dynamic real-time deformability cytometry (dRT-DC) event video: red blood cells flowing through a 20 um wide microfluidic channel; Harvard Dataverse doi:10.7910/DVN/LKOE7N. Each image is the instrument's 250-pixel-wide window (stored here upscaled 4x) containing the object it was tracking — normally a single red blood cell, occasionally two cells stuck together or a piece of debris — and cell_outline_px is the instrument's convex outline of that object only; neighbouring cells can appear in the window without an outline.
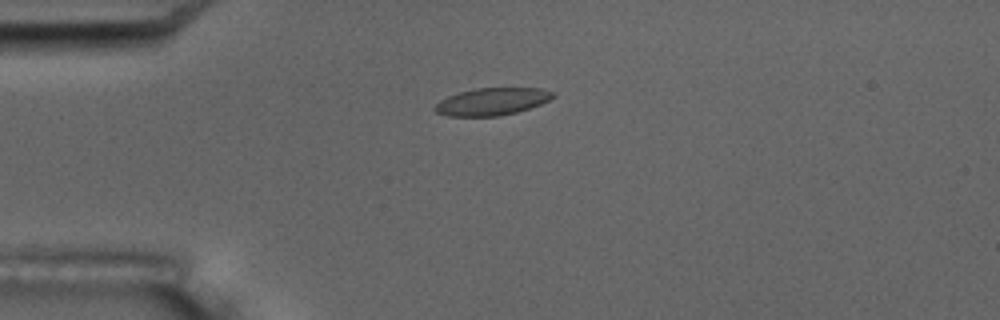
{"species": "common noctule bat (a hibernating species)", "species_latin": "Nyctalus noctula", "temperature_condition": "room temperature", "stored_images_in_passage": 7, "camera_frame_rate_fps": 3000, "um_per_image_px": 0.085, "animal": {"sex": "male", "body_mass_g": 17.5, "forearm_length_mm": 52.3}, "frame": {"image": 1, "passage_image": 4, "time_ms": 3.333, "image_size_px": [1000, 320], "cell_outline_px": [[556, 96], [540, 104], [516, 112], [500, 116], [448, 116], [436, 112], [432, 108], [440, 100], [448, 96], [460, 92], [476, 88], [540, 88], [556, 92]], "centroid_in_image_um": [41.82, 8.63], "position_along_channel_um": 43.2, "area_um2": 18.79}}